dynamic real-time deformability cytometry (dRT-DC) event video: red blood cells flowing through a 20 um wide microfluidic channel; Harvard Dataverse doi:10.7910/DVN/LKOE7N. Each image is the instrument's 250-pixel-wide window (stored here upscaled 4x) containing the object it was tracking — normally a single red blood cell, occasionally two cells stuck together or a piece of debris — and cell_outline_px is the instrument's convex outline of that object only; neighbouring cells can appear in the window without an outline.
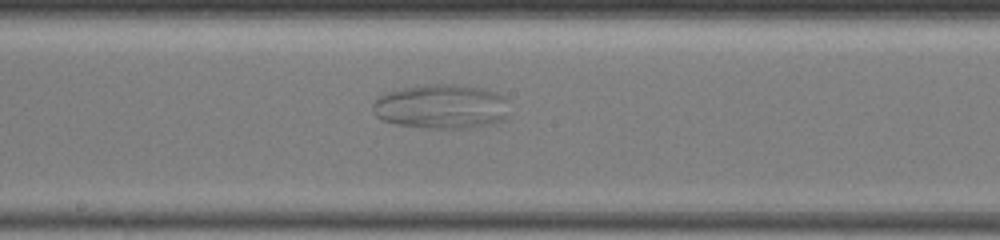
{"species": "common noctule bat (a hibernating species)", "species_latin": "Nyctalus noctula", "temperature_condition": "warm", "stored_images_in_passage": 93, "segment_of_instrument_passage": [1, 2], "camera_frame_rate_fps": 3000, "um_per_image_px": 0.085, "animal": {"sex": "female", "body_mass_g": 19.5, "forearm_length_mm": 54.1}, "frame": {"image": 1, "passage_image": 30, "time_ms": 4.667, "image_size_px": [1000, 240], "cell_outline_px": [[504, 120], [492, 124], [468, 128], [420, 128], [396, 124], [384, 120], [376, 116], [372, 104], [380, 96], [388, 92], [404, 88], [424, 84], [452, 84], [484, 88], [496, 92], [504, 100]], "centroid_in_image_um": [37.46, 9.06], "position_along_channel_um": 210.7, "area_um2": 34.97}}
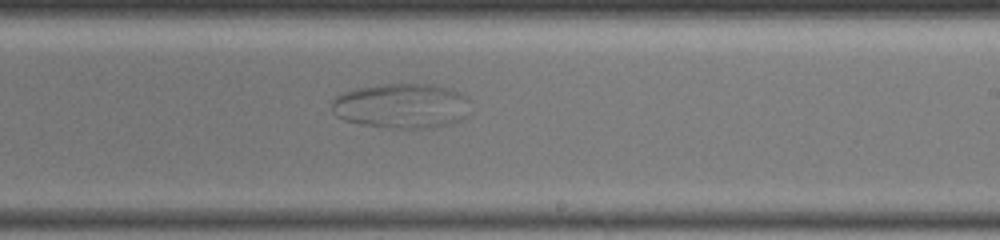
{"frame": {"image": 2, "passage_image": 39, "time_ms": 6.0, "image_size_px": [1000, 240], "cell_outline_px": [[460, 96], [456, 120], [440, 128], [392, 128], [364, 124], [344, 120], [336, 116], [332, 108], [332, 100], [336, 96], [344, 92], [356, 88], [380, 84], [440, 84], [452, 88]], "centroid_in_image_um": [33.91, 8.98], "position_along_channel_um": 255.1, "area_um2": 34.85}}